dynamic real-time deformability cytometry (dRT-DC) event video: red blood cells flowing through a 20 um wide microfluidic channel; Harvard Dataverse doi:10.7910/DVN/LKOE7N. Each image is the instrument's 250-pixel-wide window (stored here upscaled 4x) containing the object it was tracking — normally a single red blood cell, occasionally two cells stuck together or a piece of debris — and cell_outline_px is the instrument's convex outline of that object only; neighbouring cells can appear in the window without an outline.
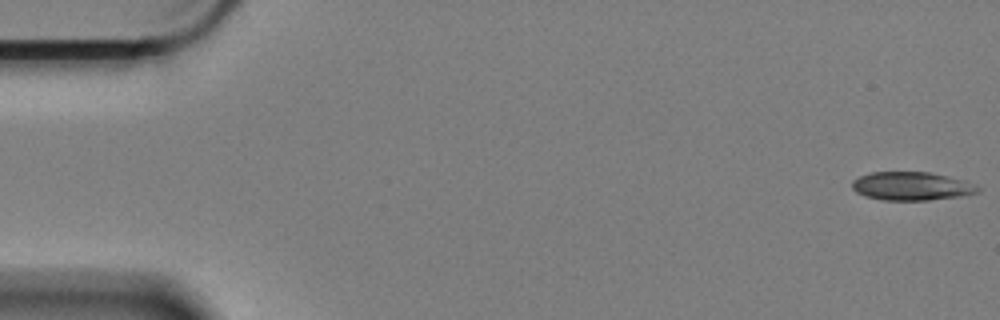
{"species": "Egyptian fruit bat (a non-hibernating species)", "species_latin": "Rousettus aegyptiacus", "temperature_condition": "cold", "stored_images_in_passage": 60, "camera_frame_rate_fps": 3000, "um_per_image_px": 0.085, "animal": {"sex": "female"}, "frame": {"image": 1, "passage_image": 1, "time_ms": 0.0, "image_size_px": [1000, 320], "cell_outline_px": [[984, 188], [980, 192], [960, 196], [928, 200], [884, 200], [864, 196], [856, 192], [852, 188], [852, 180], [860, 176], [872, 172], [928, 172], [964, 180]], "centroid_in_image_um": [77.5, 15.82], "position_along_channel_um": 7.5, "area_um2": 20.87}}
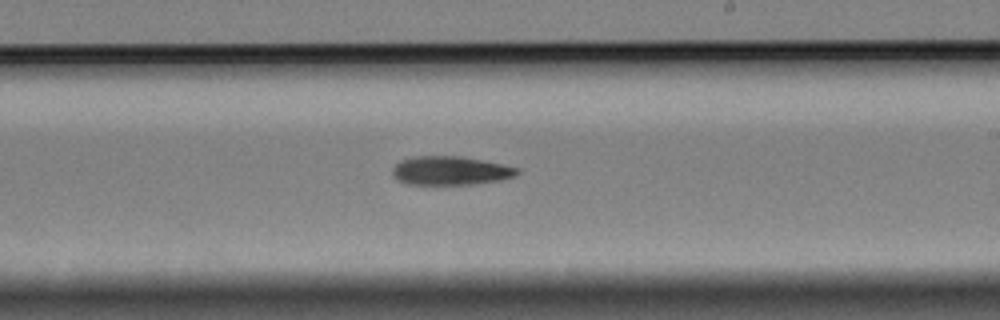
{"frame": {"image": 2, "passage_image": 35, "time_ms": 11.333, "image_size_px": [1000, 320], "cell_outline_px": [[520, 172], [516, 176], [500, 180], [472, 184], [408, 184], [400, 180], [392, 172], [392, 168], [400, 160], [412, 156], [460, 156], [520, 168]], "centroid_in_image_um": [38.3, 14.5], "position_along_channel_um": 250.7, "area_um2": 20.69}}
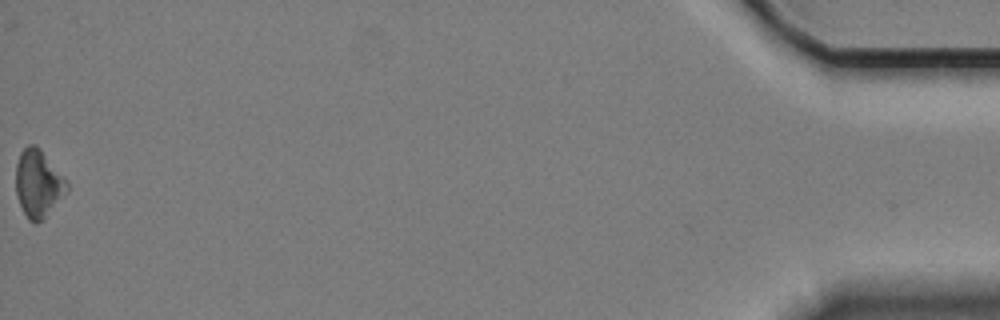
{"frame": {"image": 3, "passage_image": 60, "time_ms": 19.667, "image_size_px": [1000, 320], "cell_outline_px": [[68, 192], [36, 224], [28, 220], [16, 196], [16, 164], [20, 152], [28, 144], [36, 144], [40, 148], [68, 184]], "centroid_in_image_um": [3.22, 15.58], "position_along_channel_um": 432.0, "area_um2": 19.71}, "authors_computed_cell_mechanics": {"area_um2": 21.1548, "velocity_mm_per_s": 3.3319, "shape_relaxation_time_tau1_ms": 4.4153, "shape_relaxation_time_tau2_ms": null, "deformation_change_tau1": 0.1176, "deformation_change_tau2": null}}